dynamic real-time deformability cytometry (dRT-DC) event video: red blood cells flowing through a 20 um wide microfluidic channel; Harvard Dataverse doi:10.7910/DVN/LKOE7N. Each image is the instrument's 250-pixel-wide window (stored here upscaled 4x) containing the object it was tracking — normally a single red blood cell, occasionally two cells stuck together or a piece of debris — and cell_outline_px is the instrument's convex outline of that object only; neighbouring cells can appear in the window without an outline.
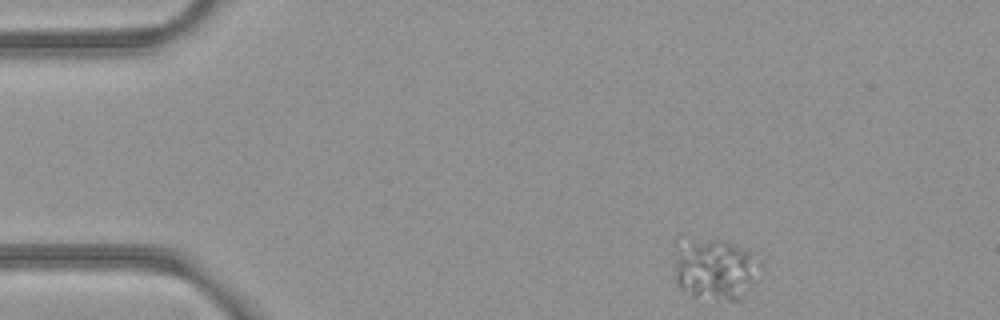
{"species": "common noctule bat (a hibernating species)", "species_latin": "Nyctalus noctula", "temperature_condition": "room temperature", "stored_images_in_passage": 47, "camera_frame_rate_fps": 3000, "um_per_image_px": 0.085, "animal": {"sex": "female", "body_mass_g": 21.9}, "frame": {"image": 1, "passage_image": 1, "time_ms": 0.0, "image_size_px": [1000, 320], "cell_outline_px": [[764, 272], [740, 300], [692, 300], [676, 284], [676, 240], [728, 240], [756, 252], [764, 260]], "centroid_in_image_um": [60.88, 22.89], "position_along_channel_um": 24.1, "area_um2": 32.66}}
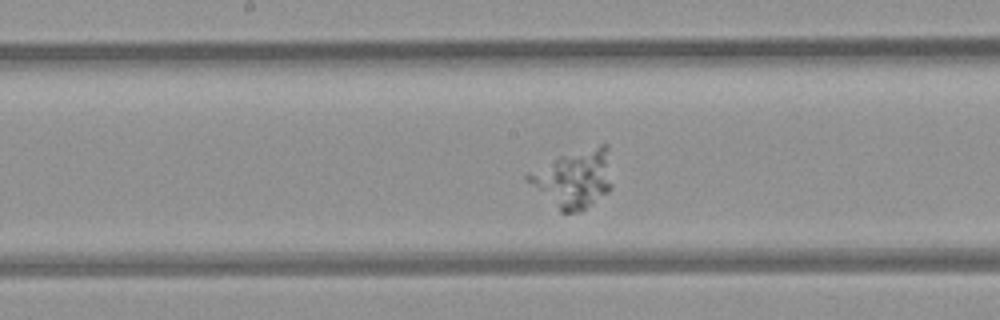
{"frame": {"image": 2, "passage_image": 21, "time_ms": 6.667, "image_size_px": [1000, 320], "cell_outline_px": [[612, 188], [608, 192], [580, 212], [560, 212], [524, 180], [524, 176], [528, 172], [560, 156], [600, 144], [604, 144], [608, 148], [612, 184]], "centroid_in_image_um": [48.77, 15.2], "position_along_channel_um": 199.4, "area_um2": 28.5}}
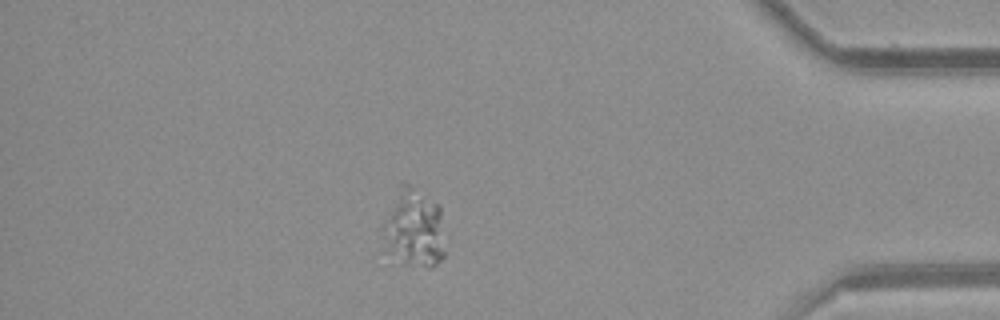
{"frame": {"image": 3, "passage_image": 40, "time_ms": 13.0, "image_size_px": [1000, 320], "cell_outline_px": [[448, 236], [444, 256], [432, 268], [428, 268], [404, 260], [392, 248], [384, 236], [380, 224], [400, 180], [404, 180], [440, 204]], "centroid_in_image_um": [35.29, 19.25], "position_along_channel_um": 399.9, "area_um2": 28.96}}